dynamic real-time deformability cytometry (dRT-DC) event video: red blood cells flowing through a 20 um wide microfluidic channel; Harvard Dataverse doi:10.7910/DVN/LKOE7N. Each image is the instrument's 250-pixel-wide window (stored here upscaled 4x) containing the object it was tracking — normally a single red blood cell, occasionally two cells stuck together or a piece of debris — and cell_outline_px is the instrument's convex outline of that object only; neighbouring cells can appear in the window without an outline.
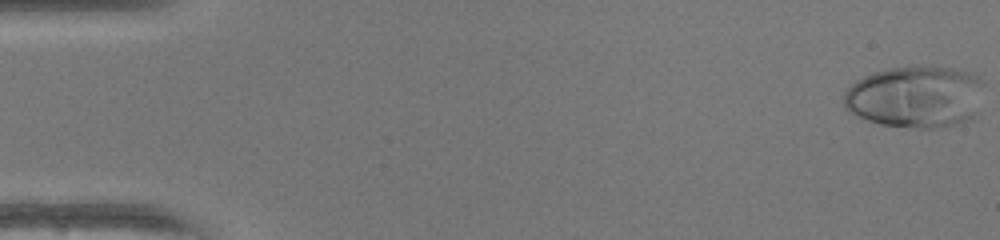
{"species": "human", "species_latin": "Homo sapiens", "temperature_condition": "warm", "stored_images_in_passage": 50, "camera_frame_rate_fps": 3000, "um_per_image_px": 0.085, "donor": {"sex": "female"}, "frame": {"image": 1, "passage_image": 1, "time_ms": 0.0, "image_size_px": [1000, 240], "cell_outline_px": [[984, 84], [972, 120], [940, 128], [920, 128], [880, 124], [856, 116], [848, 112], [844, 108], [844, 92], [856, 80], [864, 76], [888, 68], [952, 68], [968, 72], [984, 80]], "centroid_in_image_um": [77.8, 8.25], "position_along_channel_um": 7.2, "area_um2": 50.23}}
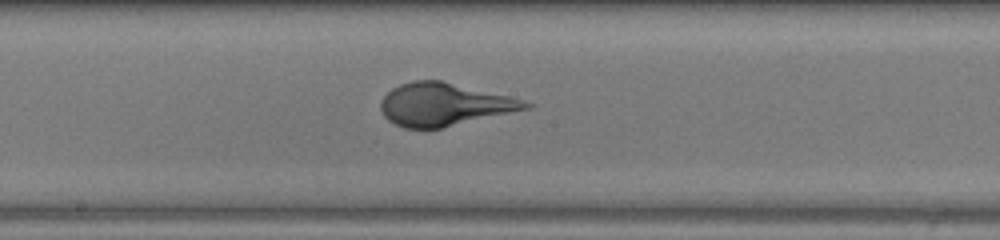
{"frame": {"image": 2, "passage_image": 27, "time_ms": 8.667, "image_size_px": [1000, 240], "cell_outline_px": [[536, 104], [532, 108], [440, 128], [404, 128], [388, 120], [384, 116], [380, 108], [380, 100], [392, 88], [400, 84], [412, 80], [440, 80], [508, 96], [524, 100]], "centroid_in_image_um": [37.75, 8.87], "position_along_channel_um": 210.4, "area_um2": 35.95}}
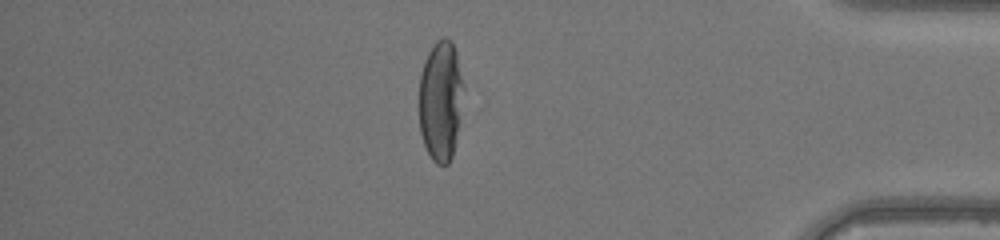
{"frame": {"image": 3, "passage_image": 43, "time_ms": 14.0, "image_size_px": [1000, 240], "cell_outline_px": [[464, 88], [452, 156], [448, 164], [436, 164], [432, 160], [424, 144], [420, 132], [420, 76], [424, 60], [428, 52], [436, 40], [444, 36], [448, 36], [452, 40], [456, 52], [464, 84]], "centroid_in_image_um": [37.45, 8.49], "position_along_channel_um": 397.7, "area_um2": 31.04}}